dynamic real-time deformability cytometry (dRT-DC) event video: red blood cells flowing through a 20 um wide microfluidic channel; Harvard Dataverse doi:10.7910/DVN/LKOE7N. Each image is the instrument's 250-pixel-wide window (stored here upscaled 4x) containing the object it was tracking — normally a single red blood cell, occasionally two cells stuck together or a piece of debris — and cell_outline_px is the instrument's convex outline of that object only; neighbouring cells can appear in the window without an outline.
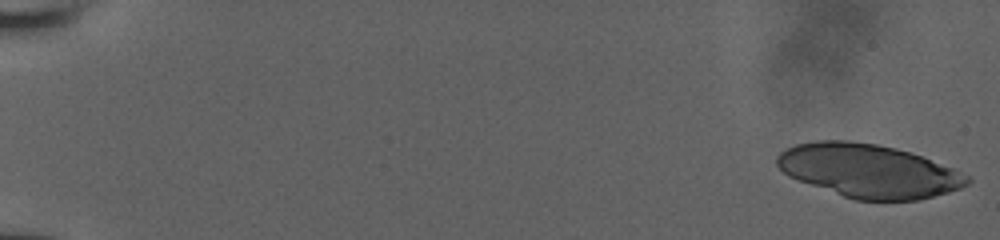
{"species": "human", "species_latin": "Homo sapiens", "temperature_condition": "room temperature", "stored_images_in_passage": 16, "camera_frame_rate_fps": 3000, "um_per_image_px": 0.085, "donor": {"sex": "male"}, "frame": {"image": 1, "passage_image": 1, "time_ms": 0.0, "image_size_px": [1000, 240], "cell_outline_px": [[972, 180], [968, 184], [960, 188], [948, 192], [916, 200], [856, 200], [844, 196], [788, 176], [776, 164], [776, 156], [780, 152], [796, 144], [816, 140], [848, 140], [876, 144], [896, 148], [920, 156], [952, 168], [968, 176]], "centroid_in_image_um": [73.81, 14.51], "position_along_channel_um": 11.2, "area_um2": 58.55}}